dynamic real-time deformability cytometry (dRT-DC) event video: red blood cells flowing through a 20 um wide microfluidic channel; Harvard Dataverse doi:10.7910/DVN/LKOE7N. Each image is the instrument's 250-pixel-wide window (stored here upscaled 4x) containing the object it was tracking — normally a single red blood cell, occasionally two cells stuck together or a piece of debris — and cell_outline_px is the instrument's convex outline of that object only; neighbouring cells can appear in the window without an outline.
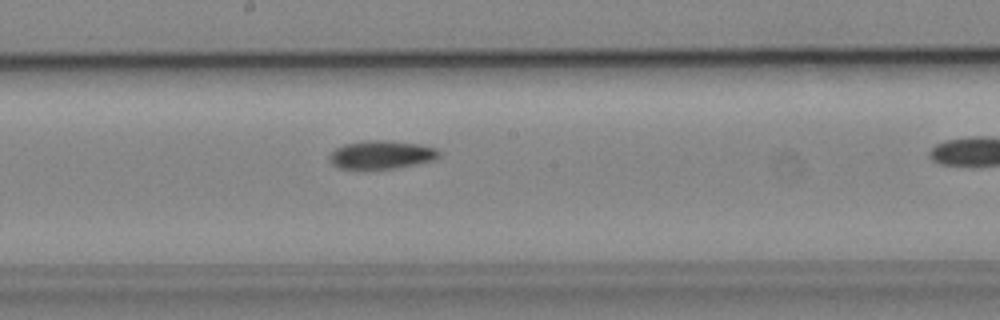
{"species": "common noctule bat (a hibernating species)", "species_latin": "Nyctalus noctula", "temperature_condition": "cold", "stored_images_in_passage": 15, "camera_frame_rate_fps": 3000, "um_per_image_px": 0.085, "animal": {"sex": "male", "body_mass_g": 19.2, "forearm_length_mm": 51.8}, "frame": {"image": 1, "passage_image": 12, "time_ms": 3.667, "image_size_px": [1000, 320], "cell_outline_px": [[440, 156], [432, 160], [416, 164], [396, 168], [340, 168], [332, 164], [328, 160], [328, 156], [336, 148], [344, 144], [368, 140], [388, 140], [420, 144], [436, 148], [440, 152]], "centroid_in_image_um": [32.42, 13.14], "position_along_channel_um": 215.8, "area_um2": 17.98}}